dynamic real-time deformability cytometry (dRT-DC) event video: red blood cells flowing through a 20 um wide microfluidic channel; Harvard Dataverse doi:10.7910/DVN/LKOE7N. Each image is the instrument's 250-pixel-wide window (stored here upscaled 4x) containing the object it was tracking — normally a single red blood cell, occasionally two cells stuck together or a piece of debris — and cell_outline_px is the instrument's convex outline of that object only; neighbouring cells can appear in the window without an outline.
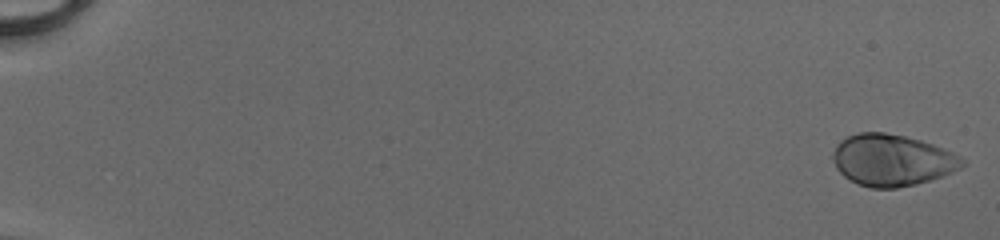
{"species": "human", "species_latin": "Homo sapiens", "temperature_condition": "cold", "stored_images_in_passage": 47, "camera_frame_rate_fps": 3000, "um_per_image_px": 0.085, "donor": {"sex": "male"}, "frame": {"image": 1, "passage_image": 1, "time_ms": 0.0, "image_size_px": [1000, 240], "cell_outline_px": [[964, 164], [960, 168], [952, 172], [916, 184], [896, 188], [872, 188], [856, 184], [844, 176], [836, 168], [832, 160], [832, 152], [836, 144], [840, 140], [848, 136], [860, 132], [884, 132], [904, 136], [920, 140], [944, 148], [960, 156], [964, 160]], "centroid_in_image_um": [75.78, 13.61], "position_along_channel_um": 9.2, "area_um2": 38.9}}
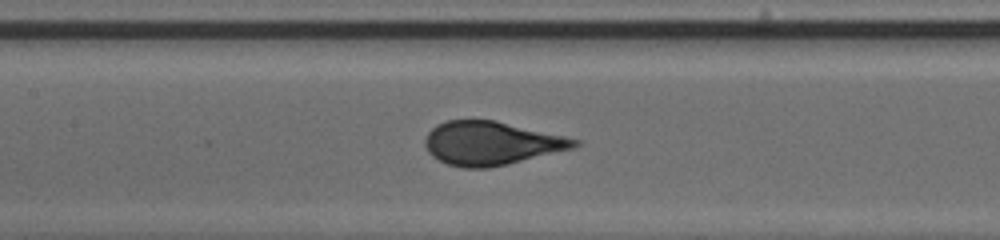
{"frame": {"image": 2, "passage_image": 27, "time_ms": 8.667, "image_size_px": [1000, 240], "cell_outline_px": [[580, 144], [572, 148], [508, 164], [488, 168], [464, 168], [448, 164], [432, 156], [428, 152], [424, 144], [424, 140], [428, 132], [436, 124], [448, 120], [496, 120], [564, 136], [580, 140]], "centroid_in_image_um": [41.72, 12.17], "position_along_channel_um": 165.7, "area_um2": 37.74}}
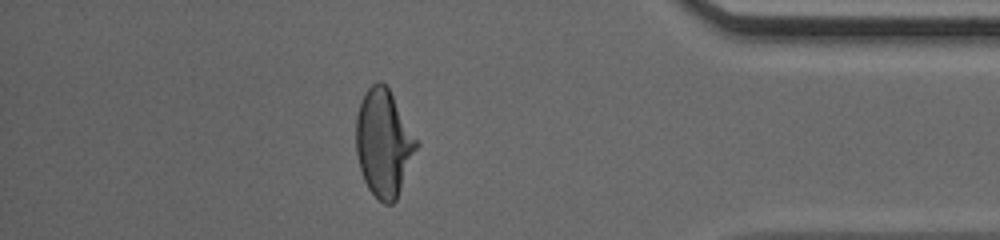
{"frame": {"image": 3, "passage_image": 46, "time_ms": 15.0, "image_size_px": [1000, 240], "cell_outline_px": [[420, 144], [396, 200], [392, 204], [384, 204], [368, 188], [364, 180], [360, 168], [356, 152], [356, 116], [360, 104], [368, 88], [372, 84], [380, 80], [388, 88]], "centroid_in_image_um": [32.62, 12.18], "position_along_channel_um": 402.6, "area_um2": 37.45}, "authors_computed_cell_mechanics": {"area_um2": 37.7434, "velocity_mm_per_s": 4.1442, "shape_relaxation_time_tau1_ms": 3.4308, "shape_relaxation_time_tau2_ms": null, "deformation_change_tau1": 0.1864, "deformation_change_tau2": null}}